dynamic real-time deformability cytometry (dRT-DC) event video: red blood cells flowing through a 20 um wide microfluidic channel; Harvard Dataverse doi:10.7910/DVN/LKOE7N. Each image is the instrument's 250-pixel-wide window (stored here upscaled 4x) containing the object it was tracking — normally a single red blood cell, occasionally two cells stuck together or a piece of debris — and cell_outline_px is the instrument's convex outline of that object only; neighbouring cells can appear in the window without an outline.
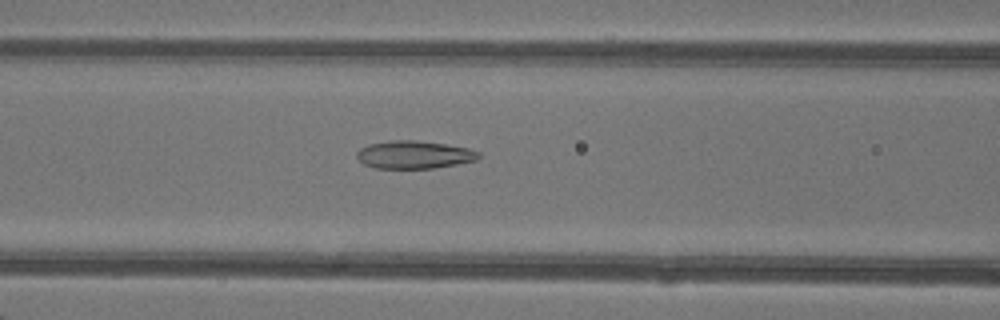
{"species": "common noctule bat (a hibernating species)", "species_latin": "Nyctalus noctula", "temperature_condition": "warm", "stored_images_in_passage": 40, "camera_frame_rate_fps": 3000, "um_per_image_px": 0.085, "animal": {"sex": "female"}, "frame": {"image": 1, "passage_image": 13, "time_ms": 4.0, "image_size_px": [1000, 320], "cell_outline_px": [[480, 156], [476, 160], [436, 168], [376, 168], [364, 164], [356, 156], [356, 152], [360, 148], [368, 144], [388, 140], [416, 140], [444, 144], [468, 148], [480, 152]], "centroid_in_image_um": [35.18, 13.14], "position_along_channel_um": 131.4, "area_um2": 19.77}}
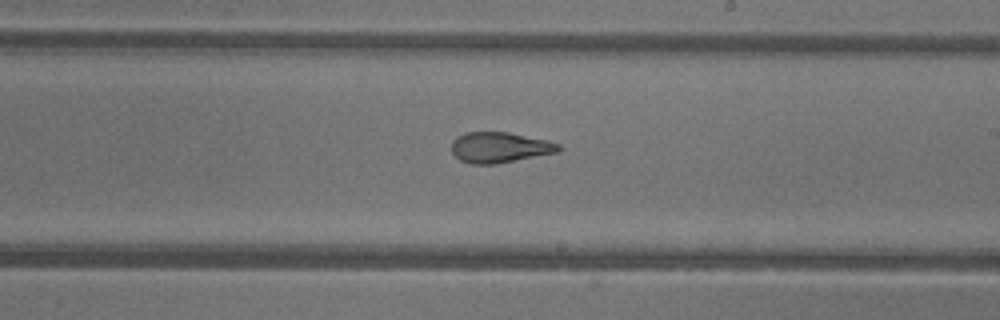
{"frame": {"image": 2, "passage_image": 21, "time_ms": 6.667, "image_size_px": [1000, 320], "cell_outline_px": [[560, 152], [496, 164], [468, 164], [460, 160], [452, 152], [452, 140], [456, 136], [464, 132], [508, 132], [548, 140], [560, 144]], "centroid_in_image_um": [42.47, 12.53], "position_along_channel_um": 246.5, "area_um2": 19.31}}
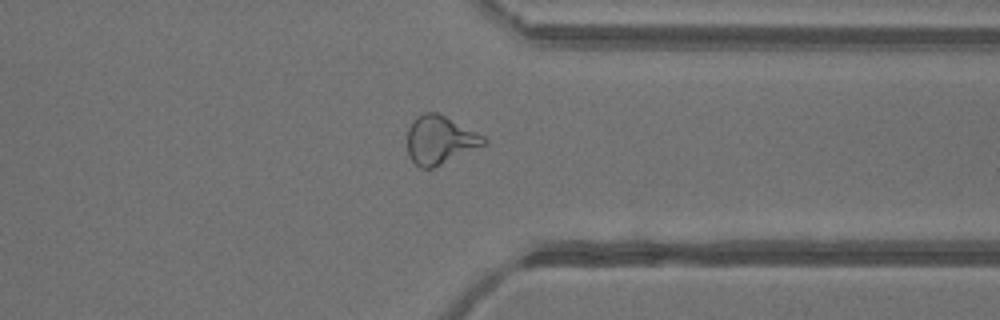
{"frame": {"image": 3, "passage_image": 30, "time_ms": 9.667, "image_size_px": [1000, 320], "cell_outline_px": [[488, 144], [432, 168], [420, 168], [408, 156], [408, 128], [412, 120], [416, 116], [424, 112], [436, 112], [484, 136], [488, 140]], "centroid_in_image_um": [37.39, 11.9], "position_along_channel_um": 374.0, "area_um2": 21.44}, "authors_computed_cell_mechanics": {"area_um2": 21.5883, "velocity_mm_per_s": 4.3202, "shape_relaxation_time_tau1_ms": null, "shape_relaxation_time_tau2_ms": 1.3977, "deformation_change_tau1": null, "deformation_change_tau2": 0.0989}}